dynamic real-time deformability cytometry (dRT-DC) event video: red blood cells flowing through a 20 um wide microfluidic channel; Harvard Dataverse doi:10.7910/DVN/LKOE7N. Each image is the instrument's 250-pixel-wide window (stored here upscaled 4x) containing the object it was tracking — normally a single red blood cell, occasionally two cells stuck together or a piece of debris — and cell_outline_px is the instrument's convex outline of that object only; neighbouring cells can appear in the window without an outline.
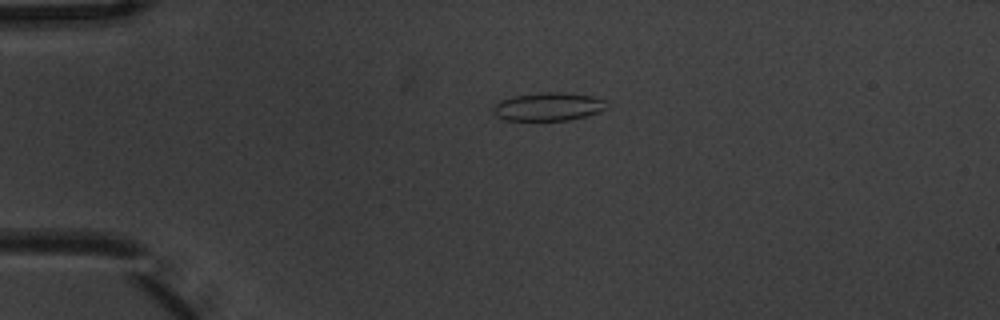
{"species": "common noctule bat (a hibernating species)", "species_latin": "Nyctalus noctula", "temperature_condition": "warm", "stored_images_in_passage": 3, "camera_frame_rate_fps": 3000, "um_per_image_px": 0.085, "animal": {"sex": "male", "body_mass_g": 20.1, "forearm_length_mm": 53.5}, "frame": {"image": 1, "passage_image": 2, "time_ms": 0.333, "image_size_px": [1000, 320], "cell_outline_px": [[604, 108], [600, 112], [568, 120], [504, 120], [496, 116], [492, 112], [492, 108], [500, 100], [512, 96], [540, 92], [564, 92], [592, 96], [604, 100]], "centroid_in_image_um": [46.54, 9.06], "position_along_channel_um": 38.5, "area_um2": 18.61}}